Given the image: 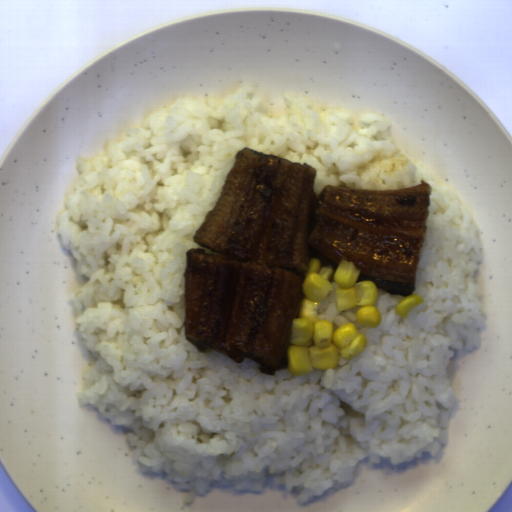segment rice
<instances>
[{
	"label": "rice",
	"instance_id": "1",
	"mask_svg": "<svg viewBox=\"0 0 512 512\" xmlns=\"http://www.w3.org/2000/svg\"><path fill=\"white\" fill-rule=\"evenodd\" d=\"M241 87L220 99L177 98L157 108L79 174L58 219L62 248L87 280L71 300L94 358L79 406L126 432L145 474L164 475L184 504L213 487L262 492L270 481L300 504L340 491L364 458L399 464L446 445L457 398L455 352L480 350L486 326L477 287L482 254L472 215L403 154L391 124L370 114L315 110L285 94L269 116ZM316 169L325 186L391 191L432 186L430 216L407 318L405 298L378 289V328L317 310L334 330L353 323L364 351L336 368L267 375L251 359L201 352L184 337V272L193 236L216 207L243 149Z\"/></svg>",
	"mask_w": 512,
	"mask_h": 512
}]
</instances>
